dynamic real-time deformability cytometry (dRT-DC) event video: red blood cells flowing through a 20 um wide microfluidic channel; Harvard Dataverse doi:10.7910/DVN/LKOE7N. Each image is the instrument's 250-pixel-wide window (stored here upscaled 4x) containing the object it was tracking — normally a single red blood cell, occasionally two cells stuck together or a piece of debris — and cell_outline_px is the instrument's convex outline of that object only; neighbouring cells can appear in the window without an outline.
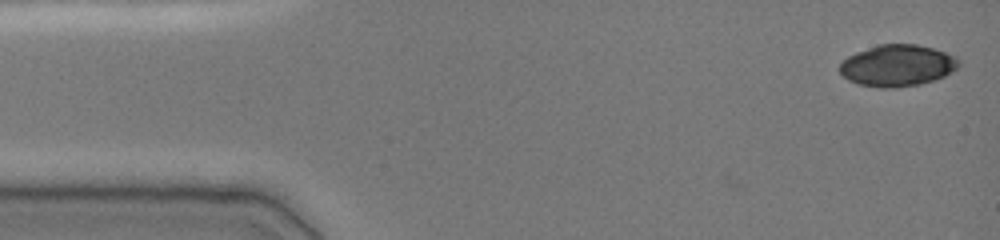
{"species": "common noctule bat (a hibernating species)", "species_latin": "Nyctalus noctula", "temperature_condition": "cold", "stored_images_in_passage": 45, "camera_frame_rate_fps": 3000, "um_per_image_px": 0.085, "animal": {"sex": "female", "body_mass_g": 19.0, "forearm_length_mm": 51.5}, "frame": {"image": 1, "passage_image": 1, "time_ms": 0.0, "image_size_px": [1000, 240], "cell_outline_px": [[960, 64], [956, 68], [944, 76], [936, 80], [920, 84], [896, 88], [880, 88], [860, 84], [848, 80], [840, 72], [840, 64], [848, 56], [856, 52], [880, 44], [916, 44], [932, 48], [956, 56], [960, 60]], "centroid_in_image_um": [76.29, 5.58], "position_along_channel_um": 8.7, "area_um2": 28.78}}